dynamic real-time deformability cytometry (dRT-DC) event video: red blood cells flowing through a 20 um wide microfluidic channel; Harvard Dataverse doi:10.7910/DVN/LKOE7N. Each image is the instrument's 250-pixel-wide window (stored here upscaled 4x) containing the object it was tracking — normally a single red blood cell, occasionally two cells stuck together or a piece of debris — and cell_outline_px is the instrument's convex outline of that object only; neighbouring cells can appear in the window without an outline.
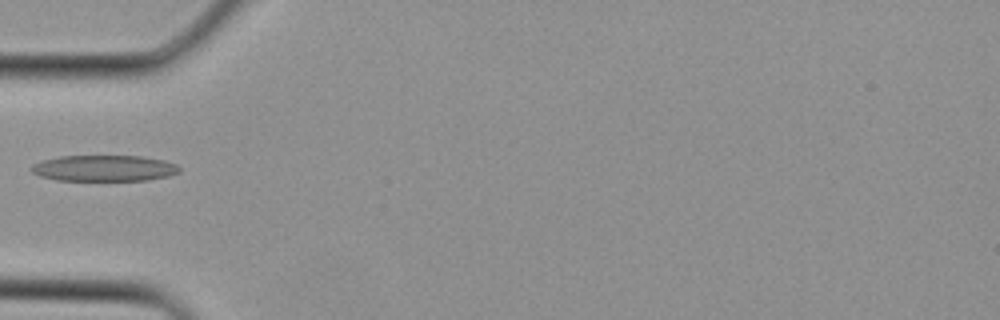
{"species": "Egyptian fruit bat (a non-hibernating species)", "species_latin": "Rousettus aegyptiacus", "temperature_condition": "cold", "stored_images_in_passage": 3, "camera_frame_rate_fps": 3000, "um_per_image_px": 0.085, "animal": {"sex": "female"}, "frame": {"image": 1, "passage_image": 3, "time_ms": 0.667, "image_size_px": [1000, 320], "cell_outline_px": [[180, 172], [168, 176], [148, 180], [56, 180], [40, 176], [32, 172], [28, 168], [32, 164], [44, 160], [60, 156], [140, 156], [164, 160], [176, 164], [180, 168]], "centroid_in_image_um": [8.84, 14.3], "position_along_channel_um": 76.2, "area_um2": 22.48}}